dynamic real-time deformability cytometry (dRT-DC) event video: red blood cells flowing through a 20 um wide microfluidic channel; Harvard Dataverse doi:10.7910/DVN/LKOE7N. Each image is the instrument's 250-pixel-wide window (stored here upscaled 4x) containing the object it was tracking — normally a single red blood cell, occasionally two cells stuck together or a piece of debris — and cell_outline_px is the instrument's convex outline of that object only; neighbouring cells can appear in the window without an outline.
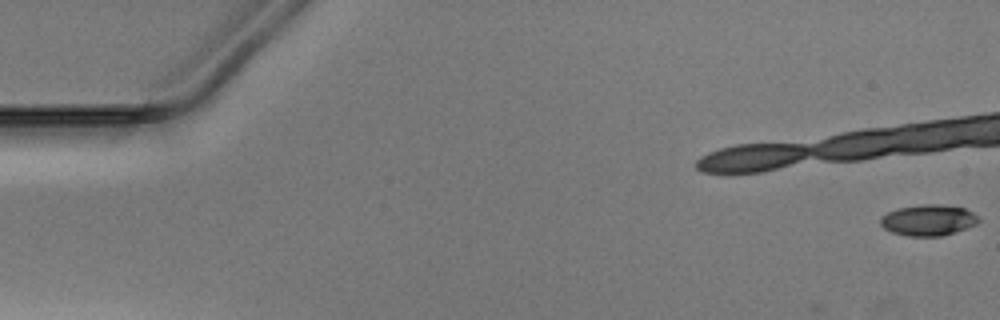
{"species": "Egyptian fruit bat (a non-hibernating species)", "species_latin": "Rousettus aegyptiacus", "temperature_condition": "warm", "stored_images_in_passage": 5, "camera_frame_rate_fps": 3000, "um_per_image_px": 0.085, "animal": {"sex": "male"}, "frame": {"image": 1, "passage_image": 1, "time_ms": 0.0, "image_size_px": [1000, 320], "cell_outline_px": [[980, 220], [976, 224], [956, 232], [940, 236], [908, 236], [892, 232], [884, 228], [880, 224], [880, 216], [888, 212], [900, 208], [924, 204], [936, 204], [964, 208], [972, 212]], "centroid_in_image_um": [78.89, 18.72], "position_along_channel_um": 6.1, "area_um2": 17.57}}